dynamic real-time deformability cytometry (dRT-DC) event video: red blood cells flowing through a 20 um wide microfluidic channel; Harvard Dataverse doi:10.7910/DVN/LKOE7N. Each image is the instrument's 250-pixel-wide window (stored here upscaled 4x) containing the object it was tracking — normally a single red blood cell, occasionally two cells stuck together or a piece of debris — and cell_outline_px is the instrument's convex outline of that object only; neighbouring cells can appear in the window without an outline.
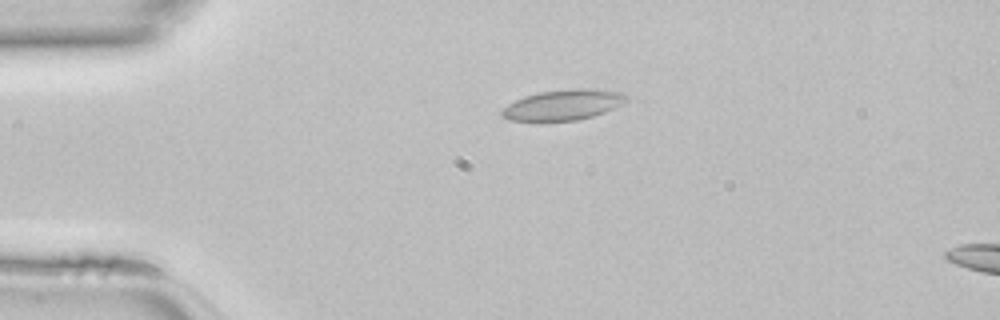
{"species": "common noctule bat (a hibernating species)", "species_latin": "Nyctalus noctula", "temperature_condition": "room temperature", "stored_images_in_passage": 15, "camera_frame_rate_fps": 3000, "um_per_image_px": 0.085, "animal": {"sex": "female", "body_mass_g": 22.7, "forearm_length_mm": 54.2}, "frame": {"image": 1, "passage_image": 11, "time_ms": 3.333, "image_size_px": [1000, 320], "cell_outline_px": [[628, 100], [624, 104], [604, 112], [592, 116], [576, 120], [508, 120], [500, 116], [500, 112], [508, 104], [524, 96], [540, 92], [572, 88], [596, 88], [620, 92], [628, 96]], "centroid_in_image_um": [47.91, 8.89], "position_along_channel_um": 37.1, "area_um2": 22.08}}